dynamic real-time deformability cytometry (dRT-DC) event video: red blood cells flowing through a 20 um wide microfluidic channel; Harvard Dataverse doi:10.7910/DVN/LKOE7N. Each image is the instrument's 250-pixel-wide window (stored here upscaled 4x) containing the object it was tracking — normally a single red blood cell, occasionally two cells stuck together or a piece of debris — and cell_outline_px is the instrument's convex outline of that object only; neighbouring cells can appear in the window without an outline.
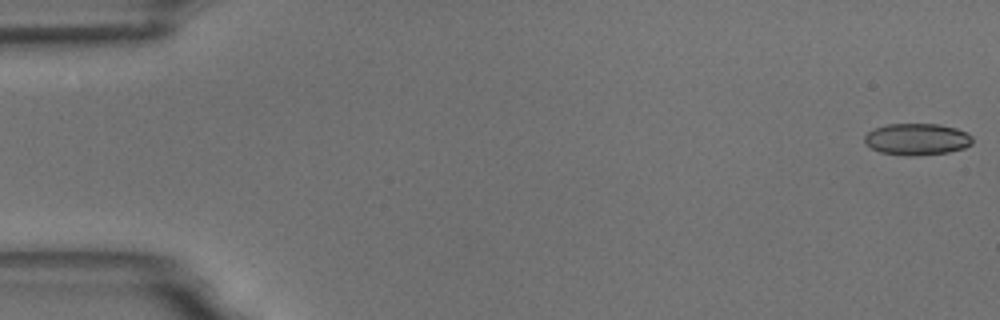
{"species": "common noctule bat (a hibernating species)", "species_latin": "Nyctalus noctula", "temperature_condition": "room temperature", "stored_images_in_passage": 56, "camera_frame_rate_fps": 3000, "um_per_image_px": 0.085, "animal": {"sex": "male", "body_mass_g": 18.8}, "frame": {"image": 1, "passage_image": 1, "time_ms": 0.0, "image_size_px": [1000, 320], "cell_outline_px": [[972, 144], [964, 148], [948, 152], [912, 156], [908, 156], [880, 152], [872, 148], [864, 140], [864, 136], [868, 132], [876, 128], [888, 124], [936, 124], [956, 128], [972, 136]], "centroid_in_image_um": [77.95, 11.84], "position_along_channel_um": 7.1, "area_um2": 19.71}}
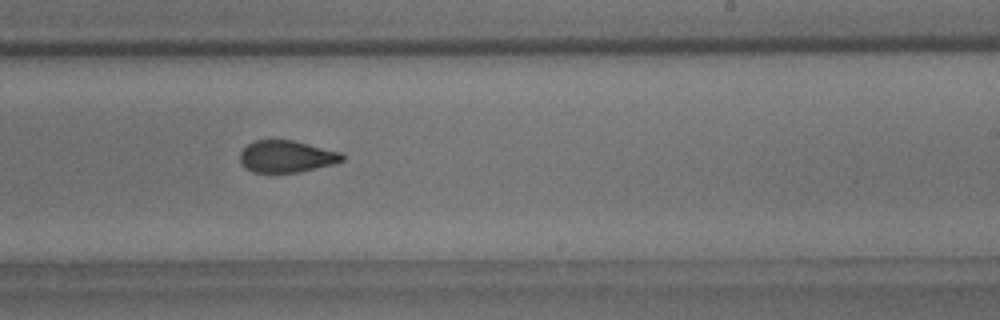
{"frame": {"image": 2, "passage_image": 34, "time_ms": 11.0, "image_size_px": [1000, 320], "cell_outline_px": [[344, 160], [332, 164], [300, 172], [252, 172], [244, 168], [240, 160], [240, 152], [248, 144], [256, 140], [292, 140], [340, 152], [344, 156]], "centroid_in_image_um": [24.32, 13.3], "position_along_channel_um": 264.7, "area_um2": 18.84}}
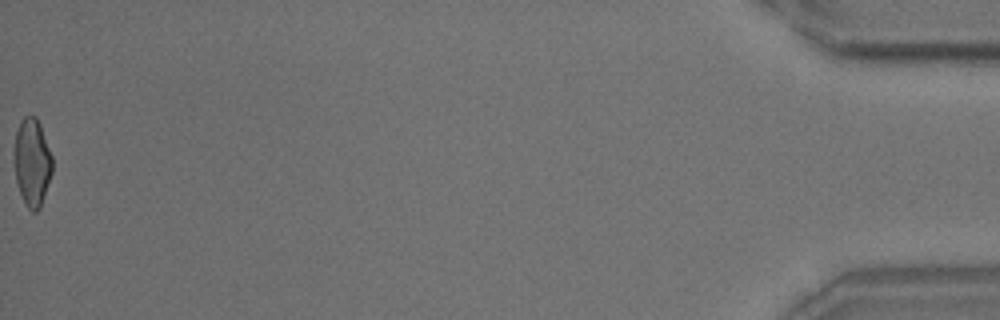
{"frame": {"image": 3, "passage_image": 56, "time_ms": 18.333, "image_size_px": [1000, 320], "cell_outline_px": [[52, 172], [40, 208], [36, 212], [32, 212], [28, 208], [20, 192], [16, 180], [12, 152], [16, 132], [20, 120], [24, 116], [36, 116], [40, 124], [52, 156]], "centroid_in_image_um": [2.71, 13.76], "position_along_channel_um": 432.5, "area_um2": 19.65}, "authors_computed_cell_mechanics": {"area_um2": 20.0855, "velocity_mm_per_s": 3.6512, "shape_relaxation_time_tau1_ms": 7.0209, "shape_relaxation_time_tau2_ms": 1.5654, "deformation_change_tau1": 0.159, "deformation_change_tau2": 0.0764}}